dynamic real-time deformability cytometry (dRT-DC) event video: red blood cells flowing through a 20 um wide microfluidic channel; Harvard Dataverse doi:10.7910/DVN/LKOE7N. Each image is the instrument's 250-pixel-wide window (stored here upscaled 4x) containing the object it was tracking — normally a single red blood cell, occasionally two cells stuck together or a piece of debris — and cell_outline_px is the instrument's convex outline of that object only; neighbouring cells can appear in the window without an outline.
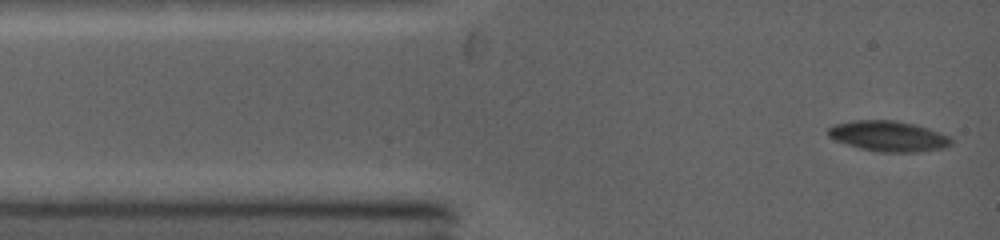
{"species": "common noctule bat (a hibernating species)", "species_latin": "Nyctalus noctula", "temperature_condition": "warm", "stored_images_in_passage": 3, "camera_frame_rate_fps": 5000, "um_per_image_px": 0.085, "animal": {"sex": "female", "body_mass_g": 19.0, "forearm_length_mm": 53.3}, "frame": {"image": 1, "passage_image": 1, "time_ms": 0.0, "image_size_px": [1000, 240], "cell_outline_px": [[952, 144], [944, 148], [916, 152], [880, 152], [860, 148], [836, 140], [828, 136], [828, 128], [836, 124], [852, 120], [896, 120], [916, 124], [928, 128], [948, 136], [952, 140]], "centroid_in_image_um": [75.53, 11.57], "position_along_channel_um": 9.5, "area_um2": 21.79}}
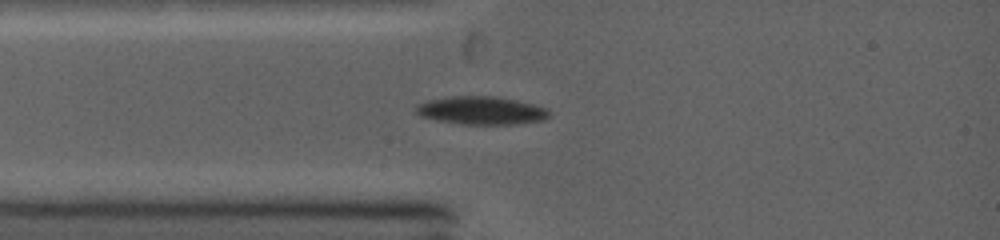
{"frame": {"image": 2, "passage_image": 3, "time_ms": 2.0, "image_size_px": [1000, 240], "cell_outline_px": [[552, 116], [544, 120], [512, 124], [460, 124], [436, 120], [420, 116], [416, 112], [416, 104], [428, 100], [452, 96], [492, 96], [516, 100], [548, 108], [552, 112]], "centroid_in_image_um": [40.94, 9.39], "position_along_channel_um": 44.1, "area_um2": 21.91}}